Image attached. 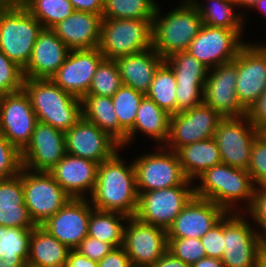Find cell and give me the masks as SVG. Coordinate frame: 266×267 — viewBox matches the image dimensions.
I'll return each instance as SVG.
<instances>
[{"mask_svg":"<svg viewBox=\"0 0 266 267\" xmlns=\"http://www.w3.org/2000/svg\"><path fill=\"white\" fill-rule=\"evenodd\" d=\"M117 151L99 164L97 180L90 203L100 211L119 212L135 216L138 207V191L133 161L130 165Z\"/></svg>","mask_w":266,"mask_h":267,"instance_id":"6da1fadb","label":"cell"},{"mask_svg":"<svg viewBox=\"0 0 266 267\" xmlns=\"http://www.w3.org/2000/svg\"><path fill=\"white\" fill-rule=\"evenodd\" d=\"M197 179L201 182L194 186L195 196L212 201L227 213L248 212L253 205L256 186L246 170L220 163L205 170ZM241 200L246 201L242 211L240 204L236 206Z\"/></svg>","mask_w":266,"mask_h":267,"instance_id":"7a4b0ae2","label":"cell"},{"mask_svg":"<svg viewBox=\"0 0 266 267\" xmlns=\"http://www.w3.org/2000/svg\"><path fill=\"white\" fill-rule=\"evenodd\" d=\"M28 94L39 122L66 132L82 118V102L62 90L50 78H24Z\"/></svg>","mask_w":266,"mask_h":267,"instance_id":"3957f363","label":"cell"},{"mask_svg":"<svg viewBox=\"0 0 266 267\" xmlns=\"http://www.w3.org/2000/svg\"><path fill=\"white\" fill-rule=\"evenodd\" d=\"M42 30L41 23L18 0H0V50L22 69Z\"/></svg>","mask_w":266,"mask_h":267,"instance_id":"277c9868","label":"cell"},{"mask_svg":"<svg viewBox=\"0 0 266 267\" xmlns=\"http://www.w3.org/2000/svg\"><path fill=\"white\" fill-rule=\"evenodd\" d=\"M160 13L157 5L152 21V48L165 60L187 51L202 26V19L191 0H184L165 15Z\"/></svg>","mask_w":266,"mask_h":267,"instance_id":"5b68a950","label":"cell"},{"mask_svg":"<svg viewBox=\"0 0 266 267\" xmlns=\"http://www.w3.org/2000/svg\"><path fill=\"white\" fill-rule=\"evenodd\" d=\"M152 21L102 19L99 50L105 59L139 53L152 48Z\"/></svg>","mask_w":266,"mask_h":267,"instance_id":"8992f818","label":"cell"},{"mask_svg":"<svg viewBox=\"0 0 266 267\" xmlns=\"http://www.w3.org/2000/svg\"><path fill=\"white\" fill-rule=\"evenodd\" d=\"M155 151L145 153L133 161L138 192L194 183L185 176L175 151L168 150L163 145Z\"/></svg>","mask_w":266,"mask_h":267,"instance_id":"52a82bcc","label":"cell"},{"mask_svg":"<svg viewBox=\"0 0 266 267\" xmlns=\"http://www.w3.org/2000/svg\"><path fill=\"white\" fill-rule=\"evenodd\" d=\"M19 175L22 177L24 203L37 226L55 215L71 199L49 172L22 167Z\"/></svg>","mask_w":266,"mask_h":267,"instance_id":"ba28073f","label":"cell"},{"mask_svg":"<svg viewBox=\"0 0 266 267\" xmlns=\"http://www.w3.org/2000/svg\"><path fill=\"white\" fill-rule=\"evenodd\" d=\"M242 213H227L224 216L225 267H254L259 254L264 250V238L252 228Z\"/></svg>","mask_w":266,"mask_h":267,"instance_id":"9c48e42d","label":"cell"},{"mask_svg":"<svg viewBox=\"0 0 266 267\" xmlns=\"http://www.w3.org/2000/svg\"><path fill=\"white\" fill-rule=\"evenodd\" d=\"M138 194L135 216L143 222L167 230L195 196V191L194 185H179Z\"/></svg>","mask_w":266,"mask_h":267,"instance_id":"30bf717a","label":"cell"},{"mask_svg":"<svg viewBox=\"0 0 266 267\" xmlns=\"http://www.w3.org/2000/svg\"><path fill=\"white\" fill-rule=\"evenodd\" d=\"M259 133L247 115L223 118L214 135L222 163L247 171L251 148Z\"/></svg>","mask_w":266,"mask_h":267,"instance_id":"8fae6325","label":"cell"},{"mask_svg":"<svg viewBox=\"0 0 266 267\" xmlns=\"http://www.w3.org/2000/svg\"><path fill=\"white\" fill-rule=\"evenodd\" d=\"M223 117L204 102L172 114L166 149L177 151L185 145L213 138Z\"/></svg>","mask_w":266,"mask_h":267,"instance_id":"7c38bea8","label":"cell"},{"mask_svg":"<svg viewBox=\"0 0 266 267\" xmlns=\"http://www.w3.org/2000/svg\"><path fill=\"white\" fill-rule=\"evenodd\" d=\"M129 222V223H128ZM124 228L123 248L133 267H150L168 250L167 230L139 220L128 218Z\"/></svg>","mask_w":266,"mask_h":267,"instance_id":"4fadbf2b","label":"cell"},{"mask_svg":"<svg viewBox=\"0 0 266 267\" xmlns=\"http://www.w3.org/2000/svg\"><path fill=\"white\" fill-rule=\"evenodd\" d=\"M240 29L211 27L202 24L197 36L189 44L187 52L212 69L233 61L245 44Z\"/></svg>","mask_w":266,"mask_h":267,"instance_id":"5bb4252c","label":"cell"},{"mask_svg":"<svg viewBox=\"0 0 266 267\" xmlns=\"http://www.w3.org/2000/svg\"><path fill=\"white\" fill-rule=\"evenodd\" d=\"M38 122L24 89L4 94L0 99V131L20 152L29 144Z\"/></svg>","mask_w":266,"mask_h":267,"instance_id":"9a60e30c","label":"cell"},{"mask_svg":"<svg viewBox=\"0 0 266 267\" xmlns=\"http://www.w3.org/2000/svg\"><path fill=\"white\" fill-rule=\"evenodd\" d=\"M266 90V44L245 43L237 54L236 95L248 111Z\"/></svg>","mask_w":266,"mask_h":267,"instance_id":"2e32d148","label":"cell"},{"mask_svg":"<svg viewBox=\"0 0 266 267\" xmlns=\"http://www.w3.org/2000/svg\"><path fill=\"white\" fill-rule=\"evenodd\" d=\"M208 73L204 103L223 118L247 115V110L239 103L236 95L237 56L233 61L209 69Z\"/></svg>","mask_w":266,"mask_h":267,"instance_id":"e0dca14e","label":"cell"},{"mask_svg":"<svg viewBox=\"0 0 266 267\" xmlns=\"http://www.w3.org/2000/svg\"><path fill=\"white\" fill-rule=\"evenodd\" d=\"M93 209L88 198H71L40 226L70 250H75L88 235Z\"/></svg>","mask_w":266,"mask_h":267,"instance_id":"ac0fdd59","label":"cell"},{"mask_svg":"<svg viewBox=\"0 0 266 267\" xmlns=\"http://www.w3.org/2000/svg\"><path fill=\"white\" fill-rule=\"evenodd\" d=\"M104 59L99 48L70 50L66 60L50 79L65 92L82 99Z\"/></svg>","mask_w":266,"mask_h":267,"instance_id":"d6986e66","label":"cell"},{"mask_svg":"<svg viewBox=\"0 0 266 267\" xmlns=\"http://www.w3.org/2000/svg\"><path fill=\"white\" fill-rule=\"evenodd\" d=\"M65 144L66 153L99 164L122 149L108 133L83 117L65 132Z\"/></svg>","mask_w":266,"mask_h":267,"instance_id":"ffe728a7","label":"cell"},{"mask_svg":"<svg viewBox=\"0 0 266 267\" xmlns=\"http://www.w3.org/2000/svg\"><path fill=\"white\" fill-rule=\"evenodd\" d=\"M65 154V133L38 121L29 144L21 152L22 166L31 171L49 172Z\"/></svg>","mask_w":266,"mask_h":267,"instance_id":"44dd1931","label":"cell"},{"mask_svg":"<svg viewBox=\"0 0 266 267\" xmlns=\"http://www.w3.org/2000/svg\"><path fill=\"white\" fill-rule=\"evenodd\" d=\"M227 212L210 200L194 196L167 229L168 238H202Z\"/></svg>","mask_w":266,"mask_h":267,"instance_id":"7402d4cb","label":"cell"},{"mask_svg":"<svg viewBox=\"0 0 266 267\" xmlns=\"http://www.w3.org/2000/svg\"><path fill=\"white\" fill-rule=\"evenodd\" d=\"M99 163L68 153L49 171L71 198L91 196L97 180Z\"/></svg>","mask_w":266,"mask_h":267,"instance_id":"603a6c76","label":"cell"},{"mask_svg":"<svg viewBox=\"0 0 266 267\" xmlns=\"http://www.w3.org/2000/svg\"><path fill=\"white\" fill-rule=\"evenodd\" d=\"M69 52L70 49L51 29H43L37 36L30 61L23 69L24 78H50Z\"/></svg>","mask_w":266,"mask_h":267,"instance_id":"cb8c5ba5","label":"cell"},{"mask_svg":"<svg viewBox=\"0 0 266 267\" xmlns=\"http://www.w3.org/2000/svg\"><path fill=\"white\" fill-rule=\"evenodd\" d=\"M101 20L100 14L75 10L51 30L70 50L99 48Z\"/></svg>","mask_w":266,"mask_h":267,"instance_id":"d4e9b609","label":"cell"},{"mask_svg":"<svg viewBox=\"0 0 266 267\" xmlns=\"http://www.w3.org/2000/svg\"><path fill=\"white\" fill-rule=\"evenodd\" d=\"M122 85L147 94L154 74L164 59L153 49L115 59Z\"/></svg>","mask_w":266,"mask_h":267,"instance_id":"484cf974","label":"cell"},{"mask_svg":"<svg viewBox=\"0 0 266 267\" xmlns=\"http://www.w3.org/2000/svg\"><path fill=\"white\" fill-rule=\"evenodd\" d=\"M171 115L160 108L146 95L140 102L136 113V120L133 128L127 133L126 145L134 140L136 133L143 132L146 136L154 139L158 146H164L169 136Z\"/></svg>","mask_w":266,"mask_h":267,"instance_id":"4316f807","label":"cell"},{"mask_svg":"<svg viewBox=\"0 0 266 267\" xmlns=\"http://www.w3.org/2000/svg\"><path fill=\"white\" fill-rule=\"evenodd\" d=\"M82 117L108 133L126 148L127 132L119 125L111 97L85 95L82 99Z\"/></svg>","mask_w":266,"mask_h":267,"instance_id":"83f0119b","label":"cell"},{"mask_svg":"<svg viewBox=\"0 0 266 267\" xmlns=\"http://www.w3.org/2000/svg\"><path fill=\"white\" fill-rule=\"evenodd\" d=\"M176 153L185 176L192 181L205 170L222 163L214 137L180 147Z\"/></svg>","mask_w":266,"mask_h":267,"instance_id":"f1b7e54d","label":"cell"},{"mask_svg":"<svg viewBox=\"0 0 266 267\" xmlns=\"http://www.w3.org/2000/svg\"><path fill=\"white\" fill-rule=\"evenodd\" d=\"M70 249L41 226L32 229L27 263L36 267H64Z\"/></svg>","mask_w":266,"mask_h":267,"instance_id":"f546056e","label":"cell"},{"mask_svg":"<svg viewBox=\"0 0 266 267\" xmlns=\"http://www.w3.org/2000/svg\"><path fill=\"white\" fill-rule=\"evenodd\" d=\"M191 1L198 9L202 24L211 27L240 29L243 32L244 24H246L244 23L245 15L235 12L237 5L234 0H208V4L198 0Z\"/></svg>","mask_w":266,"mask_h":267,"instance_id":"4dcf8cb0","label":"cell"},{"mask_svg":"<svg viewBox=\"0 0 266 267\" xmlns=\"http://www.w3.org/2000/svg\"><path fill=\"white\" fill-rule=\"evenodd\" d=\"M128 218L127 215L119 212L93 209L89 220L88 236L111 244L115 248L122 247L125 228L123 221L127 222Z\"/></svg>","mask_w":266,"mask_h":267,"instance_id":"1f68e13d","label":"cell"},{"mask_svg":"<svg viewBox=\"0 0 266 267\" xmlns=\"http://www.w3.org/2000/svg\"><path fill=\"white\" fill-rule=\"evenodd\" d=\"M164 61L174 72L176 85L205 87L209 69L187 51L175 53Z\"/></svg>","mask_w":266,"mask_h":267,"instance_id":"d6a6232c","label":"cell"},{"mask_svg":"<svg viewBox=\"0 0 266 267\" xmlns=\"http://www.w3.org/2000/svg\"><path fill=\"white\" fill-rule=\"evenodd\" d=\"M176 78L171 67L163 61L157 68L146 96L170 115L176 113Z\"/></svg>","mask_w":266,"mask_h":267,"instance_id":"836d02e7","label":"cell"},{"mask_svg":"<svg viewBox=\"0 0 266 267\" xmlns=\"http://www.w3.org/2000/svg\"><path fill=\"white\" fill-rule=\"evenodd\" d=\"M42 25L51 29L75 10L69 0H18Z\"/></svg>","mask_w":266,"mask_h":267,"instance_id":"e575fe53","label":"cell"},{"mask_svg":"<svg viewBox=\"0 0 266 267\" xmlns=\"http://www.w3.org/2000/svg\"><path fill=\"white\" fill-rule=\"evenodd\" d=\"M157 5L154 0H104L102 19L153 20Z\"/></svg>","mask_w":266,"mask_h":267,"instance_id":"d590c367","label":"cell"},{"mask_svg":"<svg viewBox=\"0 0 266 267\" xmlns=\"http://www.w3.org/2000/svg\"><path fill=\"white\" fill-rule=\"evenodd\" d=\"M145 94L122 85L111 97L119 125L128 133L134 126L136 113Z\"/></svg>","mask_w":266,"mask_h":267,"instance_id":"8d00e7d4","label":"cell"},{"mask_svg":"<svg viewBox=\"0 0 266 267\" xmlns=\"http://www.w3.org/2000/svg\"><path fill=\"white\" fill-rule=\"evenodd\" d=\"M122 86L115 60L103 59L92 78L87 95L112 97Z\"/></svg>","mask_w":266,"mask_h":267,"instance_id":"74e56055","label":"cell"},{"mask_svg":"<svg viewBox=\"0 0 266 267\" xmlns=\"http://www.w3.org/2000/svg\"><path fill=\"white\" fill-rule=\"evenodd\" d=\"M168 251L190 267L206 257L200 238H168Z\"/></svg>","mask_w":266,"mask_h":267,"instance_id":"f35d334b","label":"cell"},{"mask_svg":"<svg viewBox=\"0 0 266 267\" xmlns=\"http://www.w3.org/2000/svg\"><path fill=\"white\" fill-rule=\"evenodd\" d=\"M23 69L0 50V93L10 94L23 89Z\"/></svg>","mask_w":266,"mask_h":267,"instance_id":"ab89813d","label":"cell"},{"mask_svg":"<svg viewBox=\"0 0 266 267\" xmlns=\"http://www.w3.org/2000/svg\"><path fill=\"white\" fill-rule=\"evenodd\" d=\"M255 186L266 184V134L260 132L253 143L247 169Z\"/></svg>","mask_w":266,"mask_h":267,"instance_id":"60d3db41","label":"cell"},{"mask_svg":"<svg viewBox=\"0 0 266 267\" xmlns=\"http://www.w3.org/2000/svg\"><path fill=\"white\" fill-rule=\"evenodd\" d=\"M22 167L21 152L0 131V180L19 175Z\"/></svg>","mask_w":266,"mask_h":267,"instance_id":"b9f144b4","label":"cell"},{"mask_svg":"<svg viewBox=\"0 0 266 267\" xmlns=\"http://www.w3.org/2000/svg\"><path fill=\"white\" fill-rule=\"evenodd\" d=\"M32 229L0 226V251H29Z\"/></svg>","mask_w":266,"mask_h":267,"instance_id":"7bdbcfd3","label":"cell"},{"mask_svg":"<svg viewBox=\"0 0 266 267\" xmlns=\"http://www.w3.org/2000/svg\"><path fill=\"white\" fill-rule=\"evenodd\" d=\"M25 205L22 177L0 180V208H18Z\"/></svg>","mask_w":266,"mask_h":267,"instance_id":"ee69618b","label":"cell"},{"mask_svg":"<svg viewBox=\"0 0 266 267\" xmlns=\"http://www.w3.org/2000/svg\"><path fill=\"white\" fill-rule=\"evenodd\" d=\"M0 226L9 228H34L37 225L30 217L26 205H18V208H0Z\"/></svg>","mask_w":266,"mask_h":267,"instance_id":"f6af8a7d","label":"cell"},{"mask_svg":"<svg viewBox=\"0 0 266 267\" xmlns=\"http://www.w3.org/2000/svg\"><path fill=\"white\" fill-rule=\"evenodd\" d=\"M206 257L222 259L224 253V218L200 238Z\"/></svg>","mask_w":266,"mask_h":267,"instance_id":"bcb514c9","label":"cell"},{"mask_svg":"<svg viewBox=\"0 0 266 267\" xmlns=\"http://www.w3.org/2000/svg\"><path fill=\"white\" fill-rule=\"evenodd\" d=\"M176 113L191 109L204 102V87L176 85Z\"/></svg>","mask_w":266,"mask_h":267,"instance_id":"7dc6e473","label":"cell"},{"mask_svg":"<svg viewBox=\"0 0 266 267\" xmlns=\"http://www.w3.org/2000/svg\"><path fill=\"white\" fill-rule=\"evenodd\" d=\"M260 227L259 234L266 236V184L255 187L254 202L248 213Z\"/></svg>","mask_w":266,"mask_h":267,"instance_id":"c3c4849f","label":"cell"},{"mask_svg":"<svg viewBox=\"0 0 266 267\" xmlns=\"http://www.w3.org/2000/svg\"><path fill=\"white\" fill-rule=\"evenodd\" d=\"M114 248L111 244L87 235L75 250L91 260L99 262Z\"/></svg>","mask_w":266,"mask_h":267,"instance_id":"681fc988","label":"cell"},{"mask_svg":"<svg viewBox=\"0 0 266 267\" xmlns=\"http://www.w3.org/2000/svg\"><path fill=\"white\" fill-rule=\"evenodd\" d=\"M247 116L259 132L266 131V90L249 108Z\"/></svg>","mask_w":266,"mask_h":267,"instance_id":"f907efd6","label":"cell"},{"mask_svg":"<svg viewBox=\"0 0 266 267\" xmlns=\"http://www.w3.org/2000/svg\"><path fill=\"white\" fill-rule=\"evenodd\" d=\"M98 267H133L123 247L114 248L98 262Z\"/></svg>","mask_w":266,"mask_h":267,"instance_id":"816d5d0a","label":"cell"},{"mask_svg":"<svg viewBox=\"0 0 266 267\" xmlns=\"http://www.w3.org/2000/svg\"><path fill=\"white\" fill-rule=\"evenodd\" d=\"M29 251H0V267H25Z\"/></svg>","mask_w":266,"mask_h":267,"instance_id":"f5cc1de1","label":"cell"},{"mask_svg":"<svg viewBox=\"0 0 266 267\" xmlns=\"http://www.w3.org/2000/svg\"><path fill=\"white\" fill-rule=\"evenodd\" d=\"M74 10L91 12L102 16L104 0H69Z\"/></svg>","mask_w":266,"mask_h":267,"instance_id":"db71d44e","label":"cell"},{"mask_svg":"<svg viewBox=\"0 0 266 267\" xmlns=\"http://www.w3.org/2000/svg\"><path fill=\"white\" fill-rule=\"evenodd\" d=\"M64 267H98V262L81 255L76 250H70Z\"/></svg>","mask_w":266,"mask_h":267,"instance_id":"11a10c76","label":"cell"},{"mask_svg":"<svg viewBox=\"0 0 266 267\" xmlns=\"http://www.w3.org/2000/svg\"><path fill=\"white\" fill-rule=\"evenodd\" d=\"M150 267H190L186 263H184L179 258L175 257L168 250L163 254V256Z\"/></svg>","mask_w":266,"mask_h":267,"instance_id":"9f6ffc18","label":"cell"},{"mask_svg":"<svg viewBox=\"0 0 266 267\" xmlns=\"http://www.w3.org/2000/svg\"><path fill=\"white\" fill-rule=\"evenodd\" d=\"M191 267H225L221 259L204 257Z\"/></svg>","mask_w":266,"mask_h":267,"instance_id":"6f0895ef","label":"cell"},{"mask_svg":"<svg viewBox=\"0 0 266 267\" xmlns=\"http://www.w3.org/2000/svg\"><path fill=\"white\" fill-rule=\"evenodd\" d=\"M258 0H234V2L236 3L237 7L239 6V8L243 7L246 9H253V6L257 3Z\"/></svg>","mask_w":266,"mask_h":267,"instance_id":"680465c9","label":"cell"},{"mask_svg":"<svg viewBox=\"0 0 266 267\" xmlns=\"http://www.w3.org/2000/svg\"><path fill=\"white\" fill-rule=\"evenodd\" d=\"M254 267H266V249L259 254Z\"/></svg>","mask_w":266,"mask_h":267,"instance_id":"91938a15","label":"cell"},{"mask_svg":"<svg viewBox=\"0 0 266 267\" xmlns=\"http://www.w3.org/2000/svg\"><path fill=\"white\" fill-rule=\"evenodd\" d=\"M253 8L259 9V11H262L266 15V0H258Z\"/></svg>","mask_w":266,"mask_h":267,"instance_id":"94428289","label":"cell"},{"mask_svg":"<svg viewBox=\"0 0 266 267\" xmlns=\"http://www.w3.org/2000/svg\"><path fill=\"white\" fill-rule=\"evenodd\" d=\"M264 249H266V236L264 237Z\"/></svg>","mask_w":266,"mask_h":267,"instance_id":"6125c7cd","label":"cell"},{"mask_svg":"<svg viewBox=\"0 0 266 267\" xmlns=\"http://www.w3.org/2000/svg\"><path fill=\"white\" fill-rule=\"evenodd\" d=\"M25 267H36V266H33V265L26 263Z\"/></svg>","mask_w":266,"mask_h":267,"instance_id":"be15d7a7","label":"cell"}]
</instances>
